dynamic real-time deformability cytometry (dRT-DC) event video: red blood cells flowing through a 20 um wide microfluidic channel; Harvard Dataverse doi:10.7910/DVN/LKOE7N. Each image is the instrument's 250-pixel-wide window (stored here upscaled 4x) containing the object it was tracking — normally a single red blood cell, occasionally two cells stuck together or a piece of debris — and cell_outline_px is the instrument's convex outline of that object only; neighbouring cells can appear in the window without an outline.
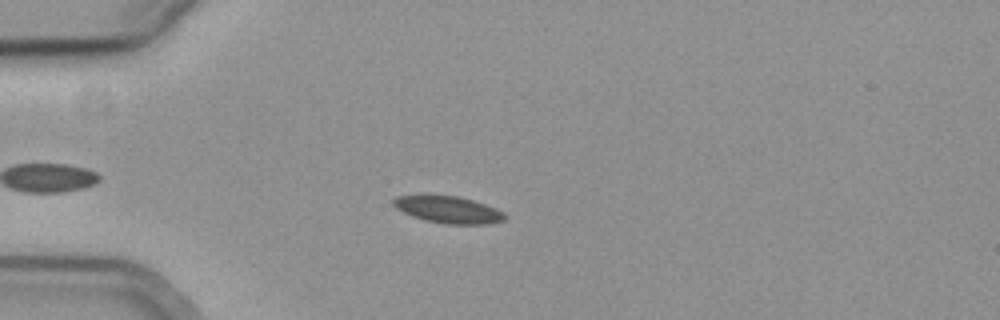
{"species": "common noctule bat (a hibernating species)", "species_latin": "Nyctalus noctula", "temperature_condition": "cold", "stored_images_in_passage": 46, "camera_frame_rate_fps": 3000, "um_per_image_px": 0.085, "animal": {"sex": "female", "body_mass_g": 19.3, "forearm_length_mm": 54.1}, "frame": {"image": 1, "passage_image": 10, "time_ms": 3.0, "image_size_px": [1000, 320], "cell_outline_px": [[504, 220], [488, 224], [444, 224], [424, 220], [412, 216], [396, 208], [392, 204], [392, 200], [396, 196], [420, 192], [432, 192], [460, 196], [496, 208], [504, 212]], "centroid_in_image_um": [37.99, 17.75], "position_along_channel_um": 47.0, "area_um2": 18.38}}
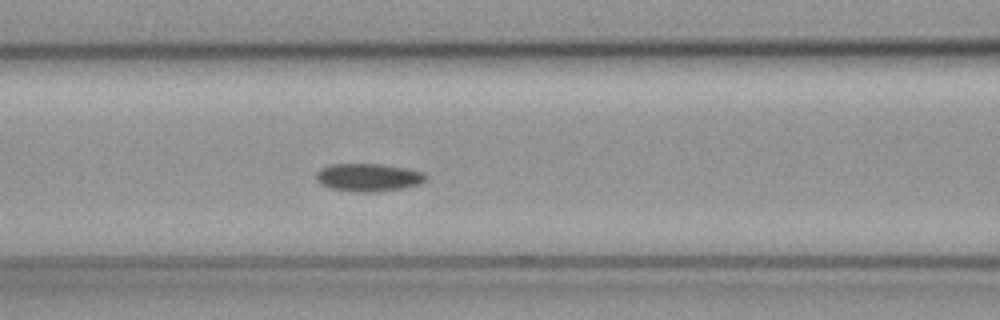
{"frame": {"image": 2, "passage_image": 19, "time_ms": 6.0, "image_size_px": [1000, 320], "cell_outline_px": [[428, 180], [420, 184], [400, 188], [372, 192], [360, 192], [332, 188], [320, 184], [316, 180], [316, 172], [320, 168], [328, 164], [384, 164], [424, 172], [428, 176]], "centroid_in_image_um": [31.31, 15.06], "position_along_channel_um": 135.3, "area_um2": 17.86}}
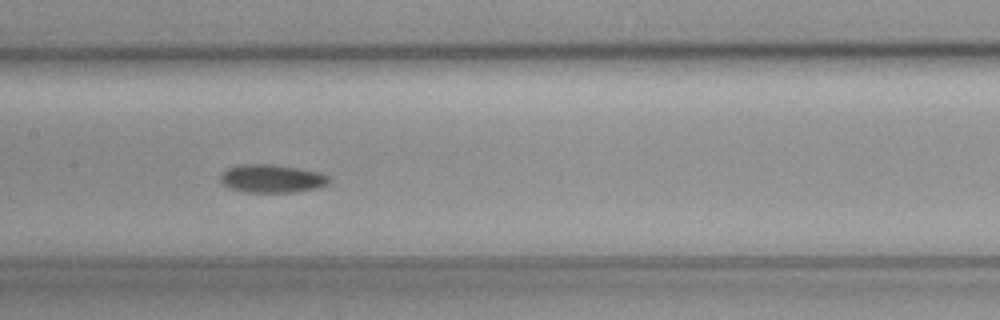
{"frame": {"image": 3, "passage_image": 23, "time_ms": 7.333, "image_size_px": [1000, 320], "cell_outline_px": [[328, 184], [316, 188], [292, 192], [244, 192], [228, 188], [220, 184], [220, 176], [228, 168], [236, 164], [272, 164], [320, 172], [328, 176]], "centroid_in_image_um": [23.04, 15.18], "position_along_channel_um": 184.4, "area_um2": 17.86}, "authors_computed_cell_mechanics": {"area_um2": 17.6579, "velocity_mm_per_s": 3.6777, "shape_relaxation_time_tau1_ms": 6.2978, "shape_relaxation_time_tau2_ms": 3.0096, "deformation_change_tau1": 0.1183, "deformation_change_tau2": 0.0636}}